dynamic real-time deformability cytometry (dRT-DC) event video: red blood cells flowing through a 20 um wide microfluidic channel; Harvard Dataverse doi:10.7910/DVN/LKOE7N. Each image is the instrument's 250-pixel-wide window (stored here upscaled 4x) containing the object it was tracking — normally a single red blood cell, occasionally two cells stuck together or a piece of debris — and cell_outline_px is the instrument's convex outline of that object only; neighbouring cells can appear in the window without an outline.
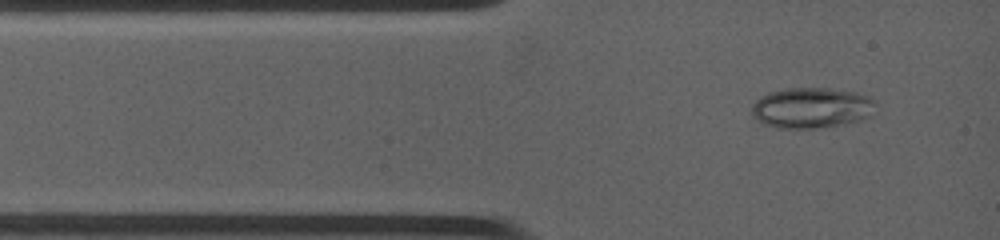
{"species": "common noctule bat (a hibernating species)", "species_latin": "Nyctalus noctula", "temperature_condition": "warm", "stored_images_in_passage": 12, "camera_frame_rate_fps": 4500, "um_per_image_px": 0.085, "animal": {"sex": "female", "body_mass_g": 19.0, "forearm_length_mm": 53.3}, "frame": {"image": 1, "passage_image": 1, "time_ms": 0.0, "image_size_px": [1000, 240], "cell_outline_px": [[872, 100], [868, 116], [864, 120], [844, 124], [816, 128], [780, 128], [764, 124], [756, 120], [752, 116], [752, 108], [756, 100], [772, 92], [788, 88], [824, 88], [852, 92], [864, 96]], "centroid_in_image_um": [68.9, 9.19], "position_along_channel_um": 16.1, "area_um2": 28.55}}
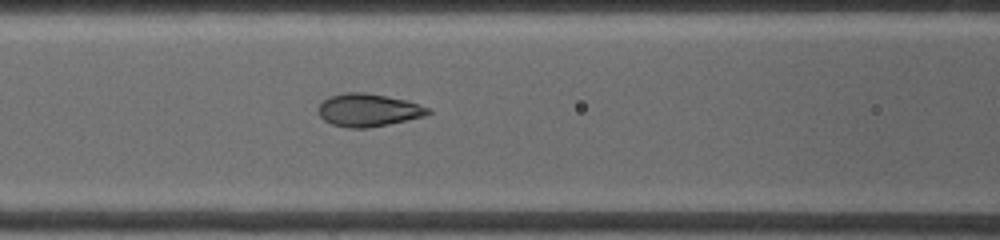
{"frame": {"image": 2, "passage_image": 7, "time_ms": 3.556, "image_size_px": [1000, 240], "cell_outline_px": [[432, 112], [424, 116], [388, 124], [368, 128], [348, 128], [332, 124], [324, 120], [320, 116], [316, 108], [328, 96], [348, 92], [364, 92], [404, 100], [432, 108]], "centroid_in_image_um": [31.28, 9.36], "position_along_channel_um": 135.3, "area_um2": 20.92}}
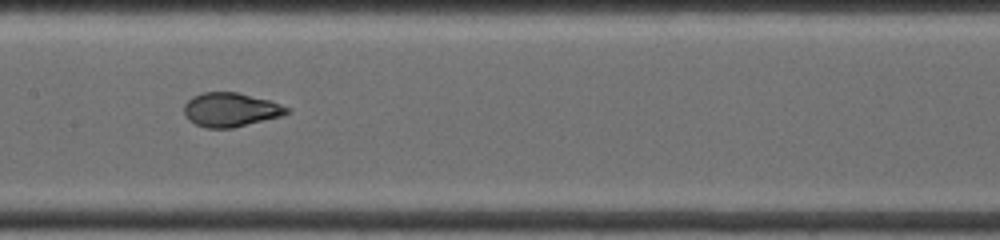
{"frame": {"image": 3, "passage_image": 10, "time_ms": 4.889, "image_size_px": [1000, 240], "cell_outline_px": [[292, 112], [280, 116], [232, 128], [208, 128], [196, 124], [188, 120], [184, 116], [184, 104], [192, 96], [204, 92], [236, 92], [272, 100], [292, 108]], "centroid_in_image_um": [19.63, 9.31], "position_along_channel_um": 187.8, "area_um2": 20.58}}